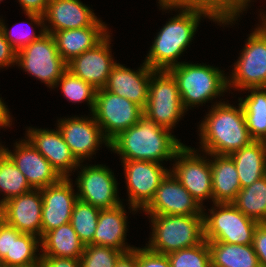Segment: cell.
<instances>
[{"instance_id": "cell-10", "label": "cell", "mask_w": 266, "mask_h": 267, "mask_svg": "<svg viewBox=\"0 0 266 267\" xmlns=\"http://www.w3.org/2000/svg\"><path fill=\"white\" fill-rule=\"evenodd\" d=\"M199 152L184 144L176 152L170 172L204 208V200L213 202L211 164L209 154Z\"/></svg>"}, {"instance_id": "cell-11", "label": "cell", "mask_w": 266, "mask_h": 267, "mask_svg": "<svg viewBox=\"0 0 266 267\" xmlns=\"http://www.w3.org/2000/svg\"><path fill=\"white\" fill-rule=\"evenodd\" d=\"M92 115L110 142L120 132L136 124L144 112L136 103L101 88L96 91Z\"/></svg>"}, {"instance_id": "cell-38", "label": "cell", "mask_w": 266, "mask_h": 267, "mask_svg": "<svg viewBox=\"0 0 266 267\" xmlns=\"http://www.w3.org/2000/svg\"><path fill=\"white\" fill-rule=\"evenodd\" d=\"M123 251L108 246L89 244L80 258L81 267H115Z\"/></svg>"}, {"instance_id": "cell-33", "label": "cell", "mask_w": 266, "mask_h": 267, "mask_svg": "<svg viewBox=\"0 0 266 267\" xmlns=\"http://www.w3.org/2000/svg\"><path fill=\"white\" fill-rule=\"evenodd\" d=\"M100 210V208L79 199L74 204L70 224L85 246L93 240Z\"/></svg>"}, {"instance_id": "cell-12", "label": "cell", "mask_w": 266, "mask_h": 267, "mask_svg": "<svg viewBox=\"0 0 266 267\" xmlns=\"http://www.w3.org/2000/svg\"><path fill=\"white\" fill-rule=\"evenodd\" d=\"M128 193L130 213L143 210L154 198L161 181L170 169L152 161L121 160ZM136 212V213H134Z\"/></svg>"}, {"instance_id": "cell-48", "label": "cell", "mask_w": 266, "mask_h": 267, "mask_svg": "<svg viewBox=\"0 0 266 267\" xmlns=\"http://www.w3.org/2000/svg\"><path fill=\"white\" fill-rule=\"evenodd\" d=\"M6 154H7V148L4 145H2V143H0V161L5 157Z\"/></svg>"}, {"instance_id": "cell-23", "label": "cell", "mask_w": 266, "mask_h": 267, "mask_svg": "<svg viewBox=\"0 0 266 267\" xmlns=\"http://www.w3.org/2000/svg\"><path fill=\"white\" fill-rule=\"evenodd\" d=\"M105 22L98 19L92 26L54 32L57 50L62 59L68 63L74 57L93 49L110 32Z\"/></svg>"}, {"instance_id": "cell-19", "label": "cell", "mask_w": 266, "mask_h": 267, "mask_svg": "<svg viewBox=\"0 0 266 267\" xmlns=\"http://www.w3.org/2000/svg\"><path fill=\"white\" fill-rule=\"evenodd\" d=\"M42 204L41 189H32L3 203L0 218L22 233L41 238Z\"/></svg>"}, {"instance_id": "cell-37", "label": "cell", "mask_w": 266, "mask_h": 267, "mask_svg": "<svg viewBox=\"0 0 266 267\" xmlns=\"http://www.w3.org/2000/svg\"><path fill=\"white\" fill-rule=\"evenodd\" d=\"M26 16L29 18L31 23L30 22H25V23L29 24V26L33 25V27H34L33 31L31 30L32 32L29 30H28V32L27 31L22 32L23 30L18 32L19 29L17 28V26L19 24H17V26H16V31H15V27L13 29H11V31H10L9 28L6 26L4 20H2L0 18V28L2 29V31L4 33L5 39L11 44V46L16 51L20 50L21 48H23L26 45H29L34 40L39 39L46 32L45 31L44 18L42 15L35 14V13H26ZM34 25H36L38 28L40 27L39 34H36V31H35L36 27ZM18 27H20V26H18Z\"/></svg>"}, {"instance_id": "cell-25", "label": "cell", "mask_w": 266, "mask_h": 267, "mask_svg": "<svg viewBox=\"0 0 266 267\" xmlns=\"http://www.w3.org/2000/svg\"><path fill=\"white\" fill-rule=\"evenodd\" d=\"M211 164V178L213 203H232L241 184L233 159L229 155L209 154Z\"/></svg>"}, {"instance_id": "cell-7", "label": "cell", "mask_w": 266, "mask_h": 267, "mask_svg": "<svg viewBox=\"0 0 266 267\" xmlns=\"http://www.w3.org/2000/svg\"><path fill=\"white\" fill-rule=\"evenodd\" d=\"M213 204L208 214L203 208L204 240L239 245L253 244V234L258 222L245 216L232 203Z\"/></svg>"}, {"instance_id": "cell-24", "label": "cell", "mask_w": 266, "mask_h": 267, "mask_svg": "<svg viewBox=\"0 0 266 267\" xmlns=\"http://www.w3.org/2000/svg\"><path fill=\"white\" fill-rule=\"evenodd\" d=\"M123 203L111 209H101L98 224L90 244L108 246L127 252L135 247L125 242L128 230L127 215Z\"/></svg>"}, {"instance_id": "cell-20", "label": "cell", "mask_w": 266, "mask_h": 267, "mask_svg": "<svg viewBox=\"0 0 266 267\" xmlns=\"http://www.w3.org/2000/svg\"><path fill=\"white\" fill-rule=\"evenodd\" d=\"M13 147V152L7 148V155L25 175L32 189H43L62 178L26 138L16 141Z\"/></svg>"}, {"instance_id": "cell-3", "label": "cell", "mask_w": 266, "mask_h": 267, "mask_svg": "<svg viewBox=\"0 0 266 267\" xmlns=\"http://www.w3.org/2000/svg\"><path fill=\"white\" fill-rule=\"evenodd\" d=\"M176 16L168 22L154 37L152 46L143 60L151 69L169 70L179 65L178 58L191 45L201 19H210L205 13L197 10L179 9Z\"/></svg>"}, {"instance_id": "cell-14", "label": "cell", "mask_w": 266, "mask_h": 267, "mask_svg": "<svg viewBox=\"0 0 266 267\" xmlns=\"http://www.w3.org/2000/svg\"><path fill=\"white\" fill-rule=\"evenodd\" d=\"M74 116L60 118L57 127L62 133L65 143L72 155L83 164L85 160L96 155L101 144L109 148V141L104 137L101 127L97 124L94 116Z\"/></svg>"}, {"instance_id": "cell-32", "label": "cell", "mask_w": 266, "mask_h": 267, "mask_svg": "<svg viewBox=\"0 0 266 267\" xmlns=\"http://www.w3.org/2000/svg\"><path fill=\"white\" fill-rule=\"evenodd\" d=\"M25 175L17 168L12 159L6 154L0 161V206L7 200L31 191Z\"/></svg>"}, {"instance_id": "cell-27", "label": "cell", "mask_w": 266, "mask_h": 267, "mask_svg": "<svg viewBox=\"0 0 266 267\" xmlns=\"http://www.w3.org/2000/svg\"><path fill=\"white\" fill-rule=\"evenodd\" d=\"M237 168L241 188L266 175V142L253 141L229 155Z\"/></svg>"}, {"instance_id": "cell-8", "label": "cell", "mask_w": 266, "mask_h": 267, "mask_svg": "<svg viewBox=\"0 0 266 267\" xmlns=\"http://www.w3.org/2000/svg\"><path fill=\"white\" fill-rule=\"evenodd\" d=\"M144 115L170 131L186 110L183 108L176 79L168 70H156L150 78Z\"/></svg>"}, {"instance_id": "cell-17", "label": "cell", "mask_w": 266, "mask_h": 267, "mask_svg": "<svg viewBox=\"0 0 266 267\" xmlns=\"http://www.w3.org/2000/svg\"><path fill=\"white\" fill-rule=\"evenodd\" d=\"M110 34L112 33H109L93 49L83 52L67 63L69 71L97 90L106 86L111 69L117 63L111 53Z\"/></svg>"}, {"instance_id": "cell-28", "label": "cell", "mask_w": 266, "mask_h": 267, "mask_svg": "<svg viewBox=\"0 0 266 267\" xmlns=\"http://www.w3.org/2000/svg\"><path fill=\"white\" fill-rule=\"evenodd\" d=\"M211 267H260L253 245L207 241Z\"/></svg>"}, {"instance_id": "cell-46", "label": "cell", "mask_w": 266, "mask_h": 267, "mask_svg": "<svg viewBox=\"0 0 266 267\" xmlns=\"http://www.w3.org/2000/svg\"><path fill=\"white\" fill-rule=\"evenodd\" d=\"M115 267H138L137 265V247L123 252L115 263Z\"/></svg>"}, {"instance_id": "cell-36", "label": "cell", "mask_w": 266, "mask_h": 267, "mask_svg": "<svg viewBox=\"0 0 266 267\" xmlns=\"http://www.w3.org/2000/svg\"><path fill=\"white\" fill-rule=\"evenodd\" d=\"M167 257L171 267H211L210 250L206 240L199 245L172 252Z\"/></svg>"}, {"instance_id": "cell-47", "label": "cell", "mask_w": 266, "mask_h": 267, "mask_svg": "<svg viewBox=\"0 0 266 267\" xmlns=\"http://www.w3.org/2000/svg\"><path fill=\"white\" fill-rule=\"evenodd\" d=\"M3 99L0 97V127L1 128H7L12 126V116L10 113V110L8 108V106L5 104L4 101H2Z\"/></svg>"}, {"instance_id": "cell-31", "label": "cell", "mask_w": 266, "mask_h": 267, "mask_svg": "<svg viewBox=\"0 0 266 267\" xmlns=\"http://www.w3.org/2000/svg\"><path fill=\"white\" fill-rule=\"evenodd\" d=\"M232 204L245 216L266 223V175L241 188Z\"/></svg>"}, {"instance_id": "cell-6", "label": "cell", "mask_w": 266, "mask_h": 267, "mask_svg": "<svg viewBox=\"0 0 266 267\" xmlns=\"http://www.w3.org/2000/svg\"><path fill=\"white\" fill-rule=\"evenodd\" d=\"M261 25L252 31L228 76V90L244 91L266 87V13L259 14Z\"/></svg>"}, {"instance_id": "cell-26", "label": "cell", "mask_w": 266, "mask_h": 267, "mask_svg": "<svg viewBox=\"0 0 266 267\" xmlns=\"http://www.w3.org/2000/svg\"><path fill=\"white\" fill-rule=\"evenodd\" d=\"M41 256L80 259L85 245L70 222L46 232L40 238Z\"/></svg>"}, {"instance_id": "cell-41", "label": "cell", "mask_w": 266, "mask_h": 267, "mask_svg": "<svg viewBox=\"0 0 266 267\" xmlns=\"http://www.w3.org/2000/svg\"><path fill=\"white\" fill-rule=\"evenodd\" d=\"M253 248L260 267H266V223H258L253 234Z\"/></svg>"}, {"instance_id": "cell-42", "label": "cell", "mask_w": 266, "mask_h": 267, "mask_svg": "<svg viewBox=\"0 0 266 267\" xmlns=\"http://www.w3.org/2000/svg\"><path fill=\"white\" fill-rule=\"evenodd\" d=\"M17 51L5 39L4 33L0 28V68L16 65Z\"/></svg>"}, {"instance_id": "cell-29", "label": "cell", "mask_w": 266, "mask_h": 267, "mask_svg": "<svg viewBox=\"0 0 266 267\" xmlns=\"http://www.w3.org/2000/svg\"><path fill=\"white\" fill-rule=\"evenodd\" d=\"M247 90L250 94L238 98V102L243 108L248 131L255 141L266 142V87Z\"/></svg>"}, {"instance_id": "cell-45", "label": "cell", "mask_w": 266, "mask_h": 267, "mask_svg": "<svg viewBox=\"0 0 266 267\" xmlns=\"http://www.w3.org/2000/svg\"><path fill=\"white\" fill-rule=\"evenodd\" d=\"M51 0H18L24 13L44 15L47 5Z\"/></svg>"}, {"instance_id": "cell-21", "label": "cell", "mask_w": 266, "mask_h": 267, "mask_svg": "<svg viewBox=\"0 0 266 267\" xmlns=\"http://www.w3.org/2000/svg\"><path fill=\"white\" fill-rule=\"evenodd\" d=\"M155 71L145 62L137 70L116 63L111 69L104 88L116 95L127 98L144 109L148 99L150 78Z\"/></svg>"}, {"instance_id": "cell-2", "label": "cell", "mask_w": 266, "mask_h": 267, "mask_svg": "<svg viewBox=\"0 0 266 267\" xmlns=\"http://www.w3.org/2000/svg\"><path fill=\"white\" fill-rule=\"evenodd\" d=\"M184 144L172 132L143 115L109 142L110 151L122 160H143L162 164L172 161ZM162 162V163H161Z\"/></svg>"}, {"instance_id": "cell-34", "label": "cell", "mask_w": 266, "mask_h": 267, "mask_svg": "<svg viewBox=\"0 0 266 267\" xmlns=\"http://www.w3.org/2000/svg\"><path fill=\"white\" fill-rule=\"evenodd\" d=\"M58 86L68 101L72 103L86 101L90 108V113L93 112L97 89L91 84L85 82L67 69L56 83L55 88Z\"/></svg>"}, {"instance_id": "cell-15", "label": "cell", "mask_w": 266, "mask_h": 267, "mask_svg": "<svg viewBox=\"0 0 266 267\" xmlns=\"http://www.w3.org/2000/svg\"><path fill=\"white\" fill-rule=\"evenodd\" d=\"M147 215H203V208L169 172L161 181L154 198L142 210Z\"/></svg>"}, {"instance_id": "cell-43", "label": "cell", "mask_w": 266, "mask_h": 267, "mask_svg": "<svg viewBox=\"0 0 266 267\" xmlns=\"http://www.w3.org/2000/svg\"><path fill=\"white\" fill-rule=\"evenodd\" d=\"M12 226L0 218V258L11 256Z\"/></svg>"}, {"instance_id": "cell-30", "label": "cell", "mask_w": 266, "mask_h": 267, "mask_svg": "<svg viewBox=\"0 0 266 267\" xmlns=\"http://www.w3.org/2000/svg\"><path fill=\"white\" fill-rule=\"evenodd\" d=\"M40 238L30 233H22L12 226L11 256L2 259L4 267H29L39 265L41 254ZM39 252L38 254H36Z\"/></svg>"}, {"instance_id": "cell-9", "label": "cell", "mask_w": 266, "mask_h": 267, "mask_svg": "<svg viewBox=\"0 0 266 267\" xmlns=\"http://www.w3.org/2000/svg\"><path fill=\"white\" fill-rule=\"evenodd\" d=\"M16 66L52 89L67 70L54 37L47 32L17 51Z\"/></svg>"}, {"instance_id": "cell-44", "label": "cell", "mask_w": 266, "mask_h": 267, "mask_svg": "<svg viewBox=\"0 0 266 267\" xmlns=\"http://www.w3.org/2000/svg\"><path fill=\"white\" fill-rule=\"evenodd\" d=\"M38 267H81L80 259L41 256Z\"/></svg>"}, {"instance_id": "cell-39", "label": "cell", "mask_w": 266, "mask_h": 267, "mask_svg": "<svg viewBox=\"0 0 266 267\" xmlns=\"http://www.w3.org/2000/svg\"><path fill=\"white\" fill-rule=\"evenodd\" d=\"M138 267H171L167 255L149 250L146 246L137 247Z\"/></svg>"}, {"instance_id": "cell-22", "label": "cell", "mask_w": 266, "mask_h": 267, "mask_svg": "<svg viewBox=\"0 0 266 267\" xmlns=\"http://www.w3.org/2000/svg\"><path fill=\"white\" fill-rule=\"evenodd\" d=\"M93 11L81 0H51L43 15L45 31L53 34L92 26L99 19Z\"/></svg>"}, {"instance_id": "cell-35", "label": "cell", "mask_w": 266, "mask_h": 267, "mask_svg": "<svg viewBox=\"0 0 266 267\" xmlns=\"http://www.w3.org/2000/svg\"><path fill=\"white\" fill-rule=\"evenodd\" d=\"M252 0H206V15L218 25L236 23ZM234 22V23H233Z\"/></svg>"}, {"instance_id": "cell-4", "label": "cell", "mask_w": 266, "mask_h": 267, "mask_svg": "<svg viewBox=\"0 0 266 267\" xmlns=\"http://www.w3.org/2000/svg\"><path fill=\"white\" fill-rule=\"evenodd\" d=\"M168 71L177 81L181 103L186 111L203 106L229 91L227 74L219 67L184 61Z\"/></svg>"}, {"instance_id": "cell-13", "label": "cell", "mask_w": 266, "mask_h": 267, "mask_svg": "<svg viewBox=\"0 0 266 267\" xmlns=\"http://www.w3.org/2000/svg\"><path fill=\"white\" fill-rule=\"evenodd\" d=\"M75 179L78 199L100 209H111L121 203L118 195V182L114 172L103 164L78 166Z\"/></svg>"}, {"instance_id": "cell-49", "label": "cell", "mask_w": 266, "mask_h": 267, "mask_svg": "<svg viewBox=\"0 0 266 267\" xmlns=\"http://www.w3.org/2000/svg\"><path fill=\"white\" fill-rule=\"evenodd\" d=\"M0 267H4L1 258H0Z\"/></svg>"}, {"instance_id": "cell-16", "label": "cell", "mask_w": 266, "mask_h": 267, "mask_svg": "<svg viewBox=\"0 0 266 267\" xmlns=\"http://www.w3.org/2000/svg\"><path fill=\"white\" fill-rule=\"evenodd\" d=\"M71 181L70 177L61 178L57 183L41 189V237L46 232L70 222L74 204L78 200Z\"/></svg>"}, {"instance_id": "cell-18", "label": "cell", "mask_w": 266, "mask_h": 267, "mask_svg": "<svg viewBox=\"0 0 266 267\" xmlns=\"http://www.w3.org/2000/svg\"><path fill=\"white\" fill-rule=\"evenodd\" d=\"M26 139L45 157L62 178H69L75 172L79 162L72 155L62 133L56 129L29 127L26 129Z\"/></svg>"}, {"instance_id": "cell-5", "label": "cell", "mask_w": 266, "mask_h": 267, "mask_svg": "<svg viewBox=\"0 0 266 267\" xmlns=\"http://www.w3.org/2000/svg\"><path fill=\"white\" fill-rule=\"evenodd\" d=\"M151 222V238L146 247L168 255L204 241L203 215H147Z\"/></svg>"}, {"instance_id": "cell-1", "label": "cell", "mask_w": 266, "mask_h": 267, "mask_svg": "<svg viewBox=\"0 0 266 267\" xmlns=\"http://www.w3.org/2000/svg\"><path fill=\"white\" fill-rule=\"evenodd\" d=\"M216 102L201 121L198 132L201 152L230 155L255 141L247 128L243 108L225 101Z\"/></svg>"}, {"instance_id": "cell-40", "label": "cell", "mask_w": 266, "mask_h": 267, "mask_svg": "<svg viewBox=\"0 0 266 267\" xmlns=\"http://www.w3.org/2000/svg\"><path fill=\"white\" fill-rule=\"evenodd\" d=\"M161 10L164 12L178 9L197 10L206 14V0H158Z\"/></svg>"}]
</instances>
